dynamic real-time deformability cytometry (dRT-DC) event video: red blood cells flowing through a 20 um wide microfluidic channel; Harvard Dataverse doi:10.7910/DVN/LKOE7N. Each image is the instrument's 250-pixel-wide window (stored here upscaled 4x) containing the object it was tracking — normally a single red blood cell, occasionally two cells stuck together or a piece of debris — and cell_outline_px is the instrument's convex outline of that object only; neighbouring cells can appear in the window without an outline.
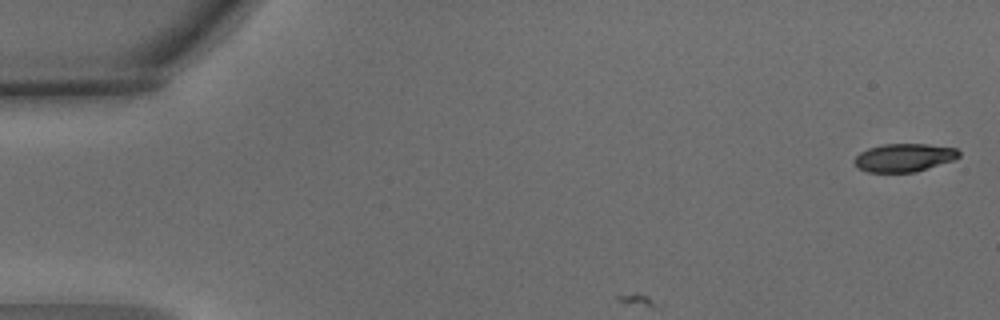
{"species": "common noctule bat (a hibernating species)", "species_latin": "Nyctalus noctula", "temperature_condition": "warm", "stored_images_in_passage": 4, "camera_frame_rate_fps": 3000, "um_per_image_px": 0.085, "animal": {"sex": "male", "body_mass_g": 15.6}, "frame": {"image": 1, "passage_image": 1, "time_ms": 0.0, "image_size_px": [1000, 320], "cell_outline_px": [[960, 156], [952, 160], [916, 172], [868, 172], [860, 168], [852, 160], [860, 152], [868, 148], [884, 144], [928, 144], [956, 148], [960, 152]], "centroid_in_image_um": [76.84, 13.39], "position_along_channel_um": 8.2, "area_um2": 17.05}}
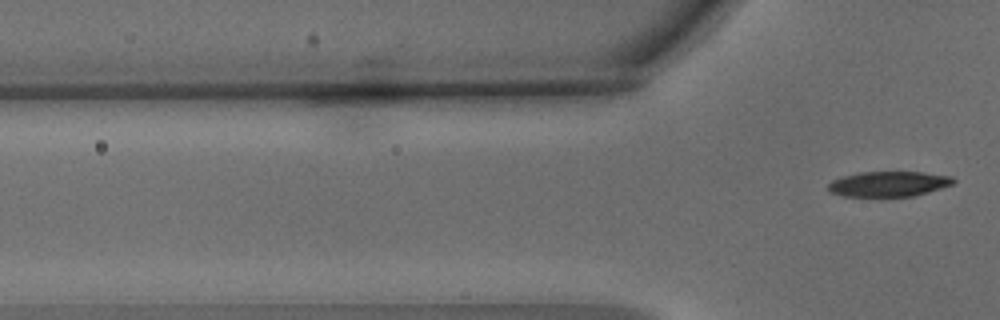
{"frame": {"image": 2, "passage_image": 4, "time_ms": 1.0, "image_size_px": [1000, 320], "cell_outline_px": [[956, 180], [952, 184], [916, 196], [880, 200], [844, 196], [828, 192], [828, 184], [832, 180], [844, 176], [860, 172], [920, 172], [952, 176]], "centroid_in_image_um": [75.49, 15.69], "position_along_channel_um": 50.3, "area_um2": 19.36}}